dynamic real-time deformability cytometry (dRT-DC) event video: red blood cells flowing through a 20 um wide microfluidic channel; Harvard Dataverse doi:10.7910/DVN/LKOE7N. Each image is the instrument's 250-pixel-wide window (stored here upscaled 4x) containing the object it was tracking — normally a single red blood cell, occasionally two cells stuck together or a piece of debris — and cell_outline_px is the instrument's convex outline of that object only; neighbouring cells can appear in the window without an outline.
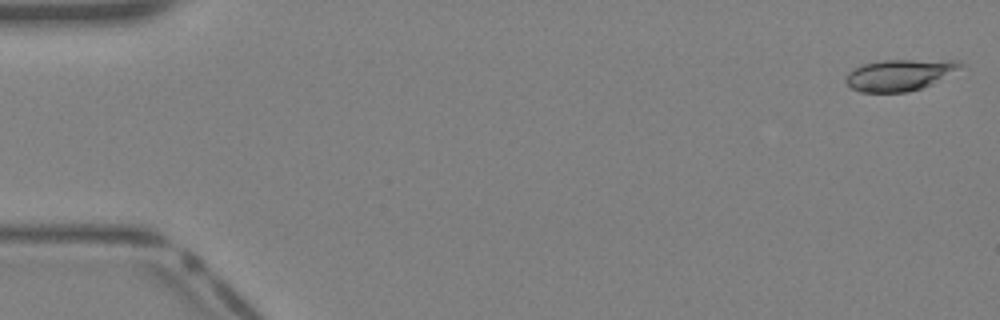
{"species": "Egyptian fruit bat (a non-hibernating species)", "species_latin": "Rousettus aegyptiacus", "temperature_condition": "warm", "stored_images_in_passage": 40, "camera_frame_rate_fps": 3000, "um_per_image_px": 0.085, "animal": {"sex": "female"}, "frame": {"image": 1, "passage_image": 1, "time_ms": 0.0, "image_size_px": [1000, 320], "cell_outline_px": [[964, 64], [960, 68], [932, 84], [908, 92], [860, 92], [852, 88], [844, 80], [848, 72], [860, 64], [884, 60], [956, 60]], "centroid_in_image_um": [76.43, 6.36], "position_along_channel_um": 8.6, "area_um2": 20.87}}
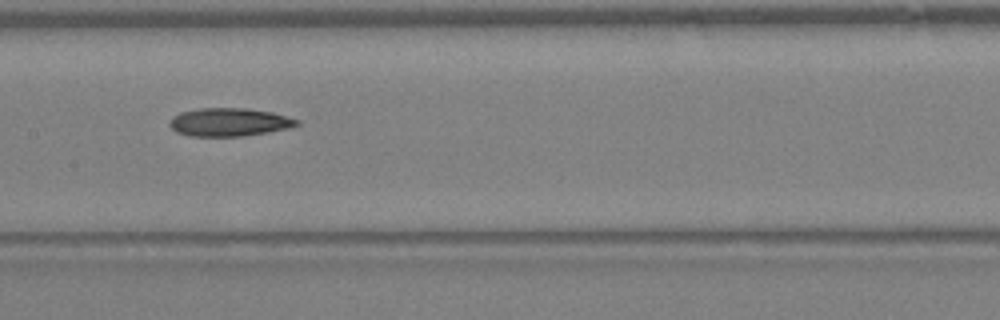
{"frame": {"image": 2, "passage_image": 20, "time_ms": 6.333, "image_size_px": [1000, 320], "cell_outline_px": [[300, 124], [288, 128], [268, 132], [240, 136], [188, 136], [176, 132], [168, 124], [172, 116], [180, 112], [200, 108], [248, 108], [272, 112], [300, 120]], "centroid_in_image_um": [19.46, 10.37], "position_along_channel_um": 187.9, "area_um2": 20.98}}
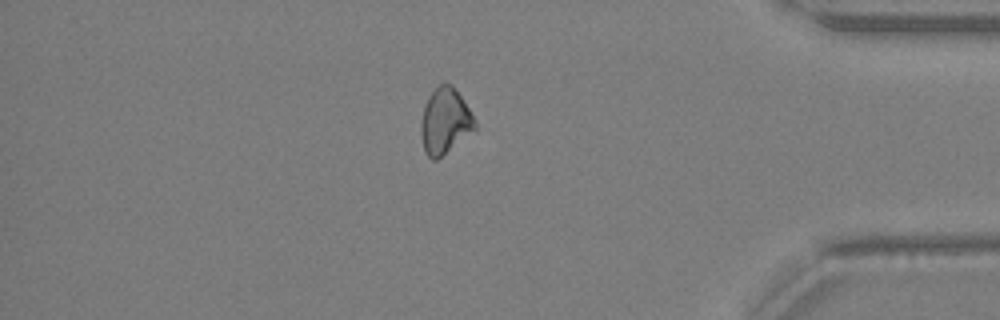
{"frame": {"image": 3, "passage_image": 34, "time_ms": 11.0, "image_size_px": [1000, 320], "cell_outline_px": [[476, 128], [436, 160], [432, 160], [424, 152], [420, 132], [420, 124], [424, 104], [428, 96], [440, 84], [452, 84], [468, 108], [476, 124]], "centroid_in_image_um": [37.77, 10.3], "position_along_channel_um": 397.4, "area_um2": 20.29}}